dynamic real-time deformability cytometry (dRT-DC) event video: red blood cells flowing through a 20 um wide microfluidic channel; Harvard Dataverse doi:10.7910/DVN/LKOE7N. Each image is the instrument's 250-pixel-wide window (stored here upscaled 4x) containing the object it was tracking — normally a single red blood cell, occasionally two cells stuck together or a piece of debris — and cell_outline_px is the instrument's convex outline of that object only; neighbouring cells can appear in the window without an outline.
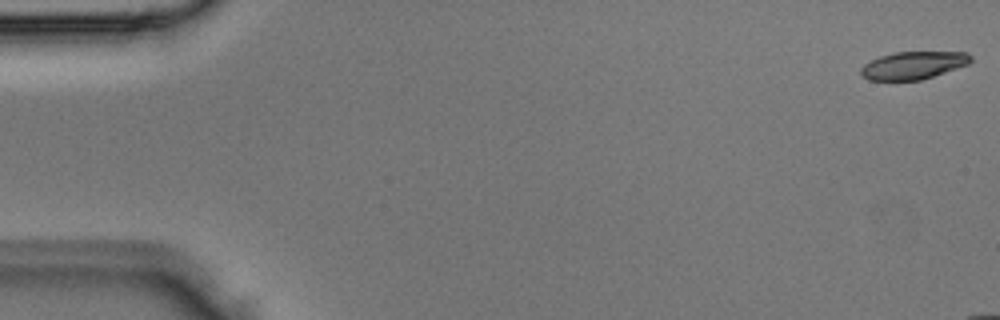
{"species": "Egyptian fruit bat (a non-hibernating species)", "species_latin": "Rousettus aegyptiacus", "temperature_condition": "room temperature", "stored_images_in_passage": 4, "camera_frame_rate_fps": 3000, "um_per_image_px": 0.085, "animal": {"sex": "male"}, "frame": {"image": 1, "passage_image": 1, "time_ms": 0.0, "image_size_px": [1000, 320], "cell_outline_px": [[972, 60], [968, 64], [920, 80], [868, 80], [860, 76], [860, 68], [864, 64], [880, 56], [896, 52], [968, 52], [972, 56]], "centroid_in_image_um": [77.6, 5.55], "position_along_channel_um": 7.4, "area_um2": 17.63}}